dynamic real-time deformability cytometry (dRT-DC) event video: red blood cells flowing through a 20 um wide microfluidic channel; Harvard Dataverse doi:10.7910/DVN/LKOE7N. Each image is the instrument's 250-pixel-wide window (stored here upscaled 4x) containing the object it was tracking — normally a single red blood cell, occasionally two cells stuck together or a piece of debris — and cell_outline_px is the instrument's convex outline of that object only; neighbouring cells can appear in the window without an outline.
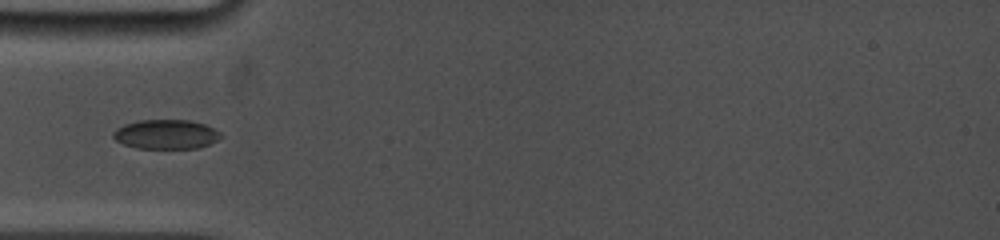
{"species": "common noctule bat (a hibernating species)", "species_latin": "Nyctalus noctula", "temperature_condition": "cold", "stored_images_in_passage": 21, "camera_frame_rate_fps": 5000, "um_per_image_px": 0.085, "animal": {"sex": "female", "body_mass_g": 19.0, "forearm_length_mm": 53.3}, "frame": {"image": 1, "passage_image": 1, "time_ms": 0.0, "image_size_px": [1000, 240], "cell_outline_px": [[224, 136], [208, 144], [196, 148], [136, 148], [124, 144], [116, 140], [112, 136], [112, 132], [116, 128], [124, 124], [136, 120], [188, 120], [204, 124], [220, 132]], "centroid_in_image_um": [14.08, 11.41], "position_along_channel_um": 70.9, "area_um2": 18.38}}
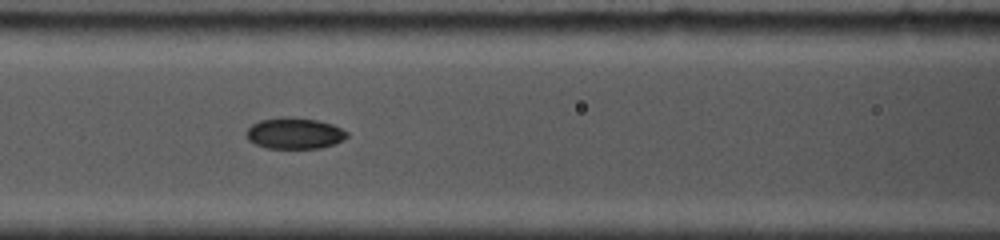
{"frame": {"image": 2, "passage_image": 10, "time_ms": 1.8, "image_size_px": [1000, 240], "cell_outline_px": [[348, 136], [344, 140], [336, 144], [320, 148], [268, 148], [256, 144], [248, 140], [244, 136], [244, 132], [252, 124], [260, 120], [280, 116], [292, 116], [316, 120], [332, 124], [348, 132]], "centroid_in_image_um": [25.01, 11.32], "position_along_channel_um": 141.6, "area_um2": 18.61}}
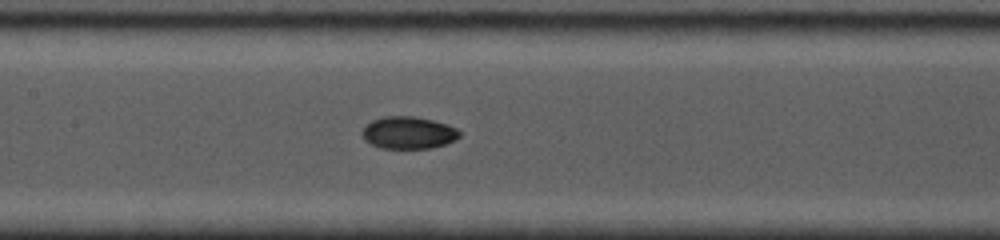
{"frame": {"image": 3, "passage_image": 16, "time_ms": 2.6, "image_size_px": [1000, 240], "cell_outline_px": [[460, 136], [456, 140], [432, 148], [380, 148], [364, 140], [360, 132], [372, 120], [384, 116], [412, 116], [432, 120], [448, 124], [456, 128], [460, 132]], "centroid_in_image_um": [34.71, 11.28], "position_along_channel_um": 172.7, "area_um2": 18.32}}